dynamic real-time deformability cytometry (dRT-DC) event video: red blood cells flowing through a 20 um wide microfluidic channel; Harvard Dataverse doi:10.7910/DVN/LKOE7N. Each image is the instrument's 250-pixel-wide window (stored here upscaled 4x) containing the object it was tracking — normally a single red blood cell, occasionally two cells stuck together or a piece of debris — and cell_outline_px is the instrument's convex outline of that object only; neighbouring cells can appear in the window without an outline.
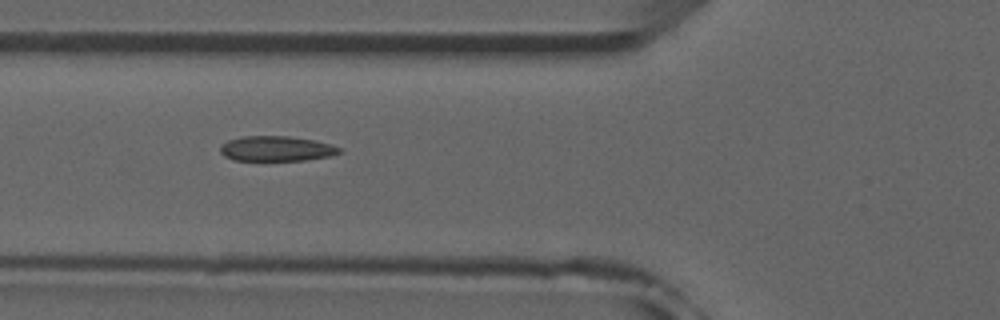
{"species": "common noctule bat (a hibernating species)", "species_latin": "Nyctalus noctula", "temperature_condition": "room temperature", "stored_images_in_passage": 31, "camera_frame_rate_fps": 3000, "um_per_image_px": 0.085, "animal": {"sex": "male", "forearm_length_mm": 52.5}, "frame": {"image": 1, "passage_image": 5, "time_ms": 1.333, "image_size_px": [1000, 320], "cell_outline_px": [[340, 152], [332, 156], [304, 160], [232, 160], [224, 156], [220, 152], [220, 144], [228, 140], [240, 136], [288, 136], [312, 140], [332, 144], [340, 148]], "centroid_in_image_um": [23.45, 12.63], "position_along_channel_um": 102.3, "area_um2": 17.46}, "authors_computed_cell_mechanics": {"area_um2": 17.5712, "velocity_mm_per_s": 3.9488, "shape_relaxation_time_tau1_ms": null, "shape_relaxation_time_tau2_ms": 2.1061, "deformation_change_tau1": null, "deformation_change_tau2": 0.0816}}